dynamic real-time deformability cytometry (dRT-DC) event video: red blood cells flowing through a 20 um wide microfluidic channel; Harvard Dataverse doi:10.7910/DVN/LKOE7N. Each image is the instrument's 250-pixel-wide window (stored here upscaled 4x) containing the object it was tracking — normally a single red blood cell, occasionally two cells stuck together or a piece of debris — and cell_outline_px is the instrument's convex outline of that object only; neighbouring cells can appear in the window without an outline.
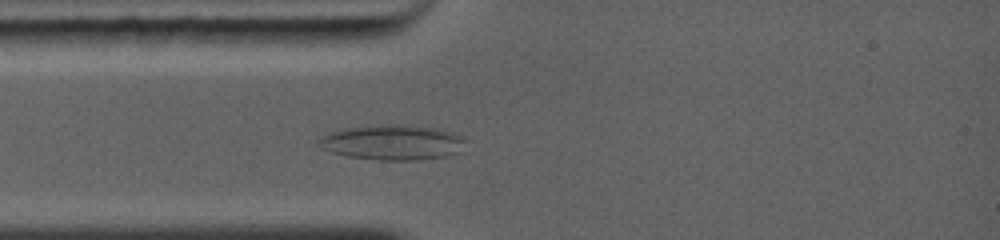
{"species": "common noctule bat (a hibernating species)", "species_latin": "Nyctalus noctula", "temperature_condition": "warm", "stored_images_in_passage": 37, "camera_frame_rate_fps": 5000, "um_per_image_px": 0.085, "animal": {"sex": "female", "body_mass_g": 19.0, "forearm_length_mm": 56.7}, "frame": {"image": 1, "passage_image": 6, "time_ms": 2.2, "image_size_px": [1000, 240], "cell_outline_px": [[468, 140], [460, 152], [448, 156], [412, 160], [380, 160], [348, 156], [332, 152], [320, 148], [316, 144], [316, 140], [320, 136], [328, 132], [348, 128], [432, 128], [452, 132], [468, 136]], "centroid_in_image_um": [33.39, 12.17], "position_along_channel_um": 51.6, "area_um2": 28.96}}
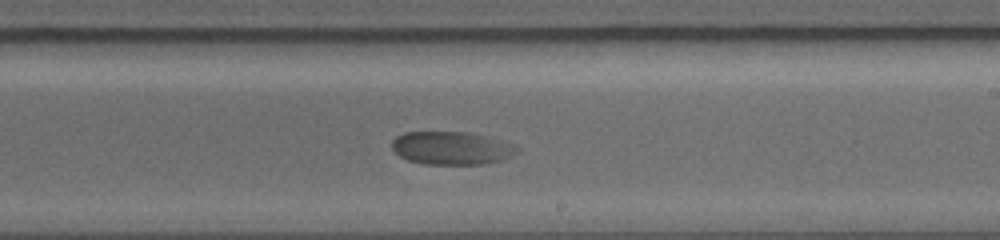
{"frame": {"image": 2, "passage_image": 25, "time_ms": 7.0, "image_size_px": [1000, 240], "cell_outline_px": [[520, 152], [504, 160], [484, 164], [424, 164], [408, 160], [400, 156], [392, 148], [392, 140], [396, 136], [404, 132], [468, 132], [516, 144], [520, 148]], "centroid_in_image_um": [38.43, 12.59], "position_along_channel_um": 250.6, "area_um2": 24.33}}
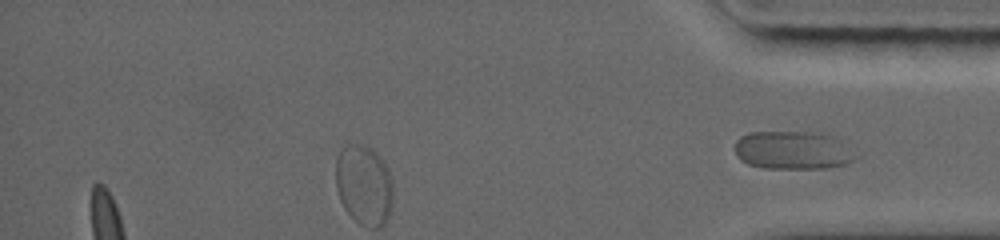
{"frame": {"image": 3, "passage_image": 37, "time_ms": 9.8, "image_size_px": [1000, 240], "cell_outline_px": [[860, 156], [848, 164], [828, 168], [764, 168], [748, 164], [740, 160], [736, 156], [732, 148], [736, 140], [740, 136], [752, 132], [804, 132], [832, 136], [860, 152]], "centroid_in_image_um": [67.41, 12.79], "position_along_channel_um": 367.8, "area_um2": 27.46}}